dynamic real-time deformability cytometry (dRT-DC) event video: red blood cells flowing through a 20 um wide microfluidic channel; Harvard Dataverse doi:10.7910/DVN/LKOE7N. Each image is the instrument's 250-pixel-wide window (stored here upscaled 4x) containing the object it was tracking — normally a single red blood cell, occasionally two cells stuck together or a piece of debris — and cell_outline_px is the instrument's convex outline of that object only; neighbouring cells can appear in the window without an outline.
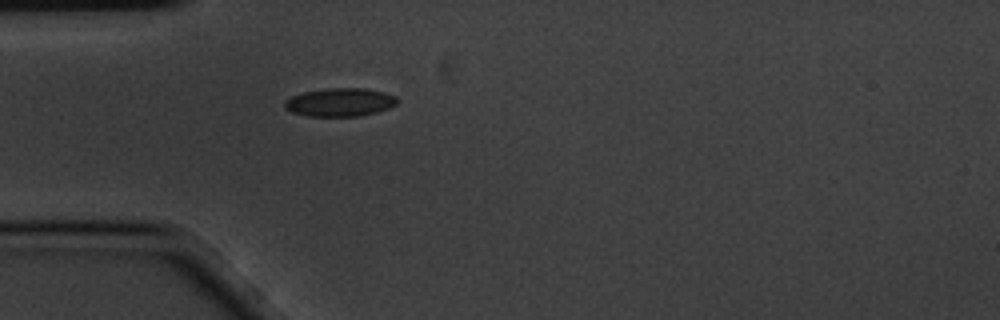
{"species": "common noctule bat (a hibernating species)", "species_latin": "Nyctalus noctula", "temperature_condition": "cold", "stored_images_in_passage": 4, "camera_frame_rate_fps": 3000, "um_per_image_px": 0.085, "animal": {"sex": "male", "body_mass_g": 20.1, "forearm_length_mm": 53.5}, "frame": {"image": 1, "passage_image": 4, "time_ms": 1.0, "image_size_px": [1000, 320], "cell_outline_px": [[396, 104], [388, 108], [376, 112], [360, 116], [308, 116], [292, 112], [284, 108], [284, 100], [292, 96], [304, 92], [324, 88], [364, 88], [384, 92], [396, 96]], "centroid_in_image_um": [28.86, 8.69], "position_along_channel_um": 56.1, "area_um2": 18.55}}